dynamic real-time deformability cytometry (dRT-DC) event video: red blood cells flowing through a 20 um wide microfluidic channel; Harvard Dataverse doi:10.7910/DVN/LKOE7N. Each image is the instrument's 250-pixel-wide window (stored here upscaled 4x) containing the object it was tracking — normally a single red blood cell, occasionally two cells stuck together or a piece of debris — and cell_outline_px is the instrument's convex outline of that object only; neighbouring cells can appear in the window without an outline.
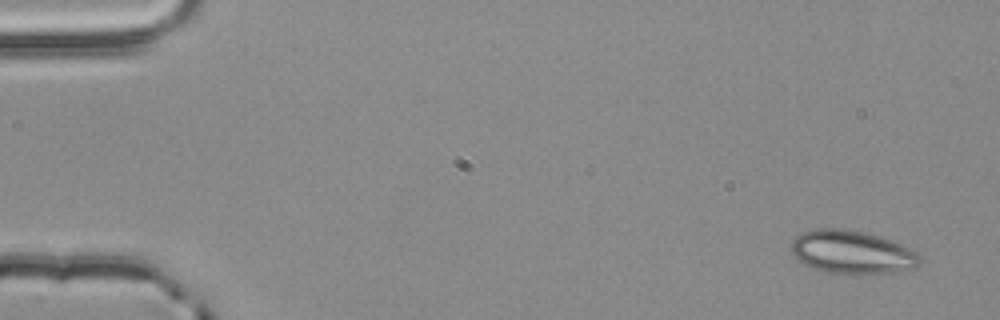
{"species": "common noctule bat (a hibernating species)", "species_latin": "Nyctalus noctula", "temperature_condition": "room temperature", "stored_images_in_passage": 4, "camera_frame_rate_fps": 3000, "um_per_image_px": 0.085, "animal": {"sex": "male", "body_mass_g": 20.4}, "frame": {"image": 1, "passage_image": 1, "time_ms": 0.0, "image_size_px": [1000, 320], "cell_outline_px": [[924, 260], [916, 268], [896, 272], [856, 276], [824, 272], [804, 264], [796, 260], [792, 252], [792, 240], [800, 232], [812, 228], [840, 228], [864, 232], [900, 244], [916, 252]], "centroid_in_image_um": [72.41, 21.47], "position_along_channel_um": 12.6, "area_um2": 33.12}}